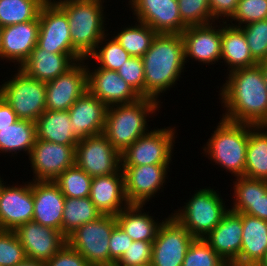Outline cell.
I'll return each instance as SVG.
<instances>
[{
    "mask_svg": "<svg viewBox=\"0 0 267 266\" xmlns=\"http://www.w3.org/2000/svg\"><path fill=\"white\" fill-rule=\"evenodd\" d=\"M220 89L222 108H226L222 118L236 123L267 126V86L263 63L229 72Z\"/></svg>",
    "mask_w": 267,
    "mask_h": 266,
    "instance_id": "6da1fadb",
    "label": "cell"
},
{
    "mask_svg": "<svg viewBox=\"0 0 267 266\" xmlns=\"http://www.w3.org/2000/svg\"><path fill=\"white\" fill-rule=\"evenodd\" d=\"M145 97L157 100L176 84L185 67L184 40L181 34H156L142 56ZM164 91V92H163Z\"/></svg>",
    "mask_w": 267,
    "mask_h": 266,
    "instance_id": "7a4b0ae2",
    "label": "cell"
},
{
    "mask_svg": "<svg viewBox=\"0 0 267 266\" xmlns=\"http://www.w3.org/2000/svg\"><path fill=\"white\" fill-rule=\"evenodd\" d=\"M159 108L160 100L148 97H141L128 104L109 106L103 134L121 154L138 138L148 133L147 117L154 115Z\"/></svg>",
    "mask_w": 267,
    "mask_h": 266,
    "instance_id": "3957f363",
    "label": "cell"
},
{
    "mask_svg": "<svg viewBox=\"0 0 267 266\" xmlns=\"http://www.w3.org/2000/svg\"><path fill=\"white\" fill-rule=\"evenodd\" d=\"M66 13L73 48L84 58L95 50L105 33L104 0H54Z\"/></svg>",
    "mask_w": 267,
    "mask_h": 266,
    "instance_id": "277c9868",
    "label": "cell"
},
{
    "mask_svg": "<svg viewBox=\"0 0 267 266\" xmlns=\"http://www.w3.org/2000/svg\"><path fill=\"white\" fill-rule=\"evenodd\" d=\"M206 143L203 150L204 154L208 155V159L226 169V172H231L236 178L244 176L248 124L221 118L217 128Z\"/></svg>",
    "mask_w": 267,
    "mask_h": 266,
    "instance_id": "5b68a950",
    "label": "cell"
},
{
    "mask_svg": "<svg viewBox=\"0 0 267 266\" xmlns=\"http://www.w3.org/2000/svg\"><path fill=\"white\" fill-rule=\"evenodd\" d=\"M182 209L171 215L194 237L204 239L229 211L221 195L210 187L199 189Z\"/></svg>",
    "mask_w": 267,
    "mask_h": 266,
    "instance_id": "8992f818",
    "label": "cell"
},
{
    "mask_svg": "<svg viewBox=\"0 0 267 266\" xmlns=\"http://www.w3.org/2000/svg\"><path fill=\"white\" fill-rule=\"evenodd\" d=\"M13 77L0 85V96L18 119L36 122L46 110V83L29 77L20 68Z\"/></svg>",
    "mask_w": 267,
    "mask_h": 266,
    "instance_id": "52a82bcc",
    "label": "cell"
},
{
    "mask_svg": "<svg viewBox=\"0 0 267 266\" xmlns=\"http://www.w3.org/2000/svg\"><path fill=\"white\" fill-rule=\"evenodd\" d=\"M116 225L114 215L102 214L71 233L66 238L67 244L91 266H109V239Z\"/></svg>",
    "mask_w": 267,
    "mask_h": 266,
    "instance_id": "ba28073f",
    "label": "cell"
},
{
    "mask_svg": "<svg viewBox=\"0 0 267 266\" xmlns=\"http://www.w3.org/2000/svg\"><path fill=\"white\" fill-rule=\"evenodd\" d=\"M37 45L55 54H68L75 62L84 59L73 48L67 15L54 0H47L40 9Z\"/></svg>",
    "mask_w": 267,
    "mask_h": 266,
    "instance_id": "9c48e42d",
    "label": "cell"
},
{
    "mask_svg": "<svg viewBox=\"0 0 267 266\" xmlns=\"http://www.w3.org/2000/svg\"><path fill=\"white\" fill-rule=\"evenodd\" d=\"M167 128V129H166ZM148 131L121 153V166L169 165L173 156L175 129Z\"/></svg>",
    "mask_w": 267,
    "mask_h": 266,
    "instance_id": "30bf717a",
    "label": "cell"
},
{
    "mask_svg": "<svg viewBox=\"0 0 267 266\" xmlns=\"http://www.w3.org/2000/svg\"><path fill=\"white\" fill-rule=\"evenodd\" d=\"M75 164L91 177L106 176L121 168V154L102 133L77 143Z\"/></svg>",
    "mask_w": 267,
    "mask_h": 266,
    "instance_id": "8fae6325",
    "label": "cell"
},
{
    "mask_svg": "<svg viewBox=\"0 0 267 266\" xmlns=\"http://www.w3.org/2000/svg\"><path fill=\"white\" fill-rule=\"evenodd\" d=\"M194 237L172 215L162 220L152 243V266H182Z\"/></svg>",
    "mask_w": 267,
    "mask_h": 266,
    "instance_id": "7c38bea8",
    "label": "cell"
},
{
    "mask_svg": "<svg viewBox=\"0 0 267 266\" xmlns=\"http://www.w3.org/2000/svg\"><path fill=\"white\" fill-rule=\"evenodd\" d=\"M75 147L36 139L29 154L32 181H54L75 164Z\"/></svg>",
    "mask_w": 267,
    "mask_h": 266,
    "instance_id": "4fadbf2b",
    "label": "cell"
},
{
    "mask_svg": "<svg viewBox=\"0 0 267 266\" xmlns=\"http://www.w3.org/2000/svg\"><path fill=\"white\" fill-rule=\"evenodd\" d=\"M84 59L65 73L46 82V110L67 111L87 90V69Z\"/></svg>",
    "mask_w": 267,
    "mask_h": 266,
    "instance_id": "5bb4252c",
    "label": "cell"
},
{
    "mask_svg": "<svg viewBox=\"0 0 267 266\" xmlns=\"http://www.w3.org/2000/svg\"><path fill=\"white\" fill-rule=\"evenodd\" d=\"M136 21L149 25L157 34H181L182 23L177 0H129Z\"/></svg>",
    "mask_w": 267,
    "mask_h": 266,
    "instance_id": "9a60e30c",
    "label": "cell"
},
{
    "mask_svg": "<svg viewBox=\"0 0 267 266\" xmlns=\"http://www.w3.org/2000/svg\"><path fill=\"white\" fill-rule=\"evenodd\" d=\"M170 165L121 166L125 194L130 204L145 205L165 183Z\"/></svg>",
    "mask_w": 267,
    "mask_h": 266,
    "instance_id": "2e32d148",
    "label": "cell"
},
{
    "mask_svg": "<svg viewBox=\"0 0 267 266\" xmlns=\"http://www.w3.org/2000/svg\"><path fill=\"white\" fill-rule=\"evenodd\" d=\"M23 246L26 258L46 263L65 244L62 232L34 221L26 222L14 230Z\"/></svg>",
    "mask_w": 267,
    "mask_h": 266,
    "instance_id": "e0dca14e",
    "label": "cell"
},
{
    "mask_svg": "<svg viewBox=\"0 0 267 266\" xmlns=\"http://www.w3.org/2000/svg\"><path fill=\"white\" fill-rule=\"evenodd\" d=\"M27 183V184H26ZM4 185L0 192V230L14 231L33 219L34 200L31 182Z\"/></svg>",
    "mask_w": 267,
    "mask_h": 266,
    "instance_id": "ac0fdd59",
    "label": "cell"
},
{
    "mask_svg": "<svg viewBox=\"0 0 267 266\" xmlns=\"http://www.w3.org/2000/svg\"><path fill=\"white\" fill-rule=\"evenodd\" d=\"M87 69L88 91L107 107L128 104L141 98L117 71L104 68ZM92 71V72H91Z\"/></svg>",
    "mask_w": 267,
    "mask_h": 266,
    "instance_id": "d6986e66",
    "label": "cell"
},
{
    "mask_svg": "<svg viewBox=\"0 0 267 266\" xmlns=\"http://www.w3.org/2000/svg\"><path fill=\"white\" fill-rule=\"evenodd\" d=\"M107 106L88 90L69 108L70 125L81 140L102 134L105 128Z\"/></svg>",
    "mask_w": 267,
    "mask_h": 266,
    "instance_id": "ffe728a7",
    "label": "cell"
},
{
    "mask_svg": "<svg viewBox=\"0 0 267 266\" xmlns=\"http://www.w3.org/2000/svg\"><path fill=\"white\" fill-rule=\"evenodd\" d=\"M34 213L32 221L62 232L65 196L54 181H31Z\"/></svg>",
    "mask_w": 267,
    "mask_h": 266,
    "instance_id": "44dd1931",
    "label": "cell"
},
{
    "mask_svg": "<svg viewBox=\"0 0 267 266\" xmlns=\"http://www.w3.org/2000/svg\"><path fill=\"white\" fill-rule=\"evenodd\" d=\"M39 16L32 21L2 27L0 58L16 62L19 68L38 42Z\"/></svg>",
    "mask_w": 267,
    "mask_h": 266,
    "instance_id": "7402d4cb",
    "label": "cell"
},
{
    "mask_svg": "<svg viewBox=\"0 0 267 266\" xmlns=\"http://www.w3.org/2000/svg\"><path fill=\"white\" fill-rule=\"evenodd\" d=\"M213 23L187 27L182 33L185 63L187 58L203 64H216L221 60V23L218 29ZM214 62V63H213Z\"/></svg>",
    "mask_w": 267,
    "mask_h": 266,
    "instance_id": "603a6c76",
    "label": "cell"
},
{
    "mask_svg": "<svg viewBox=\"0 0 267 266\" xmlns=\"http://www.w3.org/2000/svg\"><path fill=\"white\" fill-rule=\"evenodd\" d=\"M89 198L101 214L116 216L128 207L122 169L110 175L92 177Z\"/></svg>",
    "mask_w": 267,
    "mask_h": 266,
    "instance_id": "cb8c5ba5",
    "label": "cell"
},
{
    "mask_svg": "<svg viewBox=\"0 0 267 266\" xmlns=\"http://www.w3.org/2000/svg\"><path fill=\"white\" fill-rule=\"evenodd\" d=\"M233 183L234 203L229 210L267 221V180L241 176Z\"/></svg>",
    "mask_w": 267,
    "mask_h": 266,
    "instance_id": "d4e9b609",
    "label": "cell"
},
{
    "mask_svg": "<svg viewBox=\"0 0 267 266\" xmlns=\"http://www.w3.org/2000/svg\"><path fill=\"white\" fill-rule=\"evenodd\" d=\"M242 234L241 216L229 210L204 239L224 261H235L240 255Z\"/></svg>",
    "mask_w": 267,
    "mask_h": 266,
    "instance_id": "484cf974",
    "label": "cell"
},
{
    "mask_svg": "<svg viewBox=\"0 0 267 266\" xmlns=\"http://www.w3.org/2000/svg\"><path fill=\"white\" fill-rule=\"evenodd\" d=\"M242 218V244L239 257L235 260L243 266H257L267 249V221L245 213Z\"/></svg>",
    "mask_w": 267,
    "mask_h": 266,
    "instance_id": "4316f807",
    "label": "cell"
},
{
    "mask_svg": "<svg viewBox=\"0 0 267 266\" xmlns=\"http://www.w3.org/2000/svg\"><path fill=\"white\" fill-rule=\"evenodd\" d=\"M75 63L68 54H55L36 45L20 69L29 77L46 83L65 73Z\"/></svg>",
    "mask_w": 267,
    "mask_h": 266,
    "instance_id": "83f0119b",
    "label": "cell"
},
{
    "mask_svg": "<svg viewBox=\"0 0 267 266\" xmlns=\"http://www.w3.org/2000/svg\"><path fill=\"white\" fill-rule=\"evenodd\" d=\"M220 22L224 24L221 27V60L228 64V71L258 64L251 55L243 30L222 20Z\"/></svg>",
    "mask_w": 267,
    "mask_h": 266,
    "instance_id": "f1b7e54d",
    "label": "cell"
},
{
    "mask_svg": "<svg viewBox=\"0 0 267 266\" xmlns=\"http://www.w3.org/2000/svg\"><path fill=\"white\" fill-rule=\"evenodd\" d=\"M143 206L145 205L130 204L115 217L119 227L133 241L153 242L162 222H156L154 216L142 212Z\"/></svg>",
    "mask_w": 267,
    "mask_h": 266,
    "instance_id": "f546056e",
    "label": "cell"
},
{
    "mask_svg": "<svg viewBox=\"0 0 267 266\" xmlns=\"http://www.w3.org/2000/svg\"><path fill=\"white\" fill-rule=\"evenodd\" d=\"M69 112L45 110L35 122L36 139L76 146L80 141L70 125Z\"/></svg>",
    "mask_w": 267,
    "mask_h": 266,
    "instance_id": "4dcf8cb0",
    "label": "cell"
},
{
    "mask_svg": "<svg viewBox=\"0 0 267 266\" xmlns=\"http://www.w3.org/2000/svg\"><path fill=\"white\" fill-rule=\"evenodd\" d=\"M265 130V131H264ZM267 126L248 124V144L244 176L267 180Z\"/></svg>",
    "mask_w": 267,
    "mask_h": 266,
    "instance_id": "1f68e13d",
    "label": "cell"
},
{
    "mask_svg": "<svg viewBox=\"0 0 267 266\" xmlns=\"http://www.w3.org/2000/svg\"><path fill=\"white\" fill-rule=\"evenodd\" d=\"M35 140V122L18 119L14 124L0 129V153L8 152V154L12 153L13 155L25 151L29 155Z\"/></svg>",
    "mask_w": 267,
    "mask_h": 266,
    "instance_id": "d6a6232c",
    "label": "cell"
},
{
    "mask_svg": "<svg viewBox=\"0 0 267 266\" xmlns=\"http://www.w3.org/2000/svg\"><path fill=\"white\" fill-rule=\"evenodd\" d=\"M101 215V212L96 208L89 197L65 198L62 217V234L67 238L78 227L92 222Z\"/></svg>",
    "mask_w": 267,
    "mask_h": 266,
    "instance_id": "836d02e7",
    "label": "cell"
},
{
    "mask_svg": "<svg viewBox=\"0 0 267 266\" xmlns=\"http://www.w3.org/2000/svg\"><path fill=\"white\" fill-rule=\"evenodd\" d=\"M47 0H0V26L35 20Z\"/></svg>",
    "mask_w": 267,
    "mask_h": 266,
    "instance_id": "e575fe53",
    "label": "cell"
},
{
    "mask_svg": "<svg viewBox=\"0 0 267 266\" xmlns=\"http://www.w3.org/2000/svg\"><path fill=\"white\" fill-rule=\"evenodd\" d=\"M137 22L124 27L114 38L131 56L142 57L157 33L149 25Z\"/></svg>",
    "mask_w": 267,
    "mask_h": 266,
    "instance_id": "d590c367",
    "label": "cell"
},
{
    "mask_svg": "<svg viewBox=\"0 0 267 266\" xmlns=\"http://www.w3.org/2000/svg\"><path fill=\"white\" fill-rule=\"evenodd\" d=\"M54 182L66 198L89 197L92 177L76 164L67 168Z\"/></svg>",
    "mask_w": 267,
    "mask_h": 266,
    "instance_id": "8d00e7d4",
    "label": "cell"
},
{
    "mask_svg": "<svg viewBox=\"0 0 267 266\" xmlns=\"http://www.w3.org/2000/svg\"><path fill=\"white\" fill-rule=\"evenodd\" d=\"M107 35L109 34L102 37L95 50L88 57L98 61L97 63L100 65L98 68L117 71L131 55L117 42L114 36L110 40L106 39ZM103 41L106 45H103ZM105 41L109 42L105 43Z\"/></svg>",
    "mask_w": 267,
    "mask_h": 266,
    "instance_id": "74e56055",
    "label": "cell"
},
{
    "mask_svg": "<svg viewBox=\"0 0 267 266\" xmlns=\"http://www.w3.org/2000/svg\"><path fill=\"white\" fill-rule=\"evenodd\" d=\"M182 23L186 27L215 23L208 0H177Z\"/></svg>",
    "mask_w": 267,
    "mask_h": 266,
    "instance_id": "f35d334b",
    "label": "cell"
},
{
    "mask_svg": "<svg viewBox=\"0 0 267 266\" xmlns=\"http://www.w3.org/2000/svg\"><path fill=\"white\" fill-rule=\"evenodd\" d=\"M248 43L252 57L258 63L267 61V19L240 27Z\"/></svg>",
    "mask_w": 267,
    "mask_h": 266,
    "instance_id": "ab89813d",
    "label": "cell"
},
{
    "mask_svg": "<svg viewBox=\"0 0 267 266\" xmlns=\"http://www.w3.org/2000/svg\"><path fill=\"white\" fill-rule=\"evenodd\" d=\"M224 260L202 238H194L182 266H221Z\"/></svg>",
    "mask_w": 267,
    "mask_h": 266,
    "instance_id": "60d3db41",
    "label": "cell"
},
{
    "mask_svg": "<svg viewBox=\"0 0 267 266\" xmlns=\"http://www.w3.org/2000/svg\"><path fill=\"white\" fill-rule=\"evenodd\" d=\"M231 19V24L236 27H241L244 26V24L247 25L260 20H266L267 0H239ZM235 20L239 22L238 25L232 23V21Z\"/></svg>",
    "mask_w": 267,
    "mask_h": 266,
    "instance_id": "b9f144b4",
    "label": "cell"
},
{
    "mask_svg": "<svg viewBox=\"0 0 267 266\" xmlns=\"http://www.w3.org/2000/svg\"><path fill=\"white\" fill-rule=\"evenodd\" d=\"M26 258L14 231L0 230V266H15Z\"/></svg>",
    "mask_w": 267,
    "mask_h": 266,
    "instance_id": "7bdbcfd3",
    "label": "cell"
},
{
    "mask_svg": "<svg viewBox=\"0 0 267 266\" xmlns=\"http://www.w3.org/2000/svg\"><path fill=\"white\" fill-rule=\"evenodd\" d=\"M117 72L140 97H145L144 67L142 57L131 56L124 62Z\"/></svg>",
    "mask_w": 267,
    "mask_h": 266,
    "instance_id": "ee69618b",
    "label": "cell"
},
{
    "mask_svg": "<svg viewBox=\"0 0 267 266\" xmlns=\"http://www.w3.org/2000/svg\"><path fill=\"white\" fill-rule=\"evenodd\" d=\"M152 243L145 241H133L114 266H145L152 261Z\"/></svg>",
    "mask_w": 267,
    "mask_h": 266,
    "instance_id": "f6af8a7d",
    "label": "cell"
},
{
    "mask_svg": "<svg viewBox=\"0 0 267 266\" xmlns=\"http://www.w3.org/2000/svg\"><path fill=\"white\" fill-rule=\"evenodd\" d=\"M109 241V266H114L121 256L128 251L133 240L117 224L112 230Z\"/></svg>",
    "mask_w": 267,
    "mask_h": 266,
    "instance_id": "bcb514c9",
    "label": "cell"
},
{
    "mask_svg": "<svg viewBox=\"0 0 267 266\" xmlns=\"http://www.w3.org/2000/svg\"><path fill=\"white\" fill-rule=\"evenodd\" d=\"M45 264L46 266H91L78 251L68 244H65Z\"/></svg>",
    "mask_w": 267,
    "mask_h": 266,
    "instance_id": "7dc6e473",
    "label": "cell"
},
{
    "mask_svg": "<svg viewBox=\"0 0 267 266\" xmlns=\"http://www.w3.org/2000/svg\"><path fill=\"white\" fill-rule=\"evenodd\" d=\"M209 1V6H210V11L211 15L214 20H218L219 17L223 22H228L229 18L232 17L234 14L236 8H237V3L239 0H208ZM227 18L225 20L224 18Z\"/></svg>",
    "mask_w": 267,
    "mask_h": 266,
    "instance_id": "c3c4849f",
    "label": "cell"
},
{
    "mask_svg": "<svg viewBox=\"0 0 267 266\" xmlns=\"http://www.w3.org/2000/svg\"><path fill=\"white\" fill-rule=\"evenodd\" d=\"M18 117L9 104L0 96V129L14 124Z\"/></svg>",
    "mask_w": 267,
    "mask_h": 266,
    "instance_id": "681fc988",
    "label": "cell"
},
{
    "mask_svg": "<svg viewBox=\"0 0 267 266\" xmlns=\"http://www.w3.org/2000/svg\"><path fill=\"white\" fill-rule=\"evenodd\" d=\"M15 266H46L44 262L35 261L29 258H25L23 261H21L19 264Z\"/></svg>",
    "mask_w": 267,
    "mask_h": 266,
    "instance_id": "f907efd6",
    "label": "cell"
},
{
    "mask_svg": "<svg viewBox=\"0 0 267 266\" xmlns=\"http://www.w3.org/2000/svg\"><path fill=\"white\" fill-rule=\"evenodd\" d=\"M221 266H243L236 261H224Z\"/></svg>",
    "mask_w": 267,
    "mask_h": 266,
    "instance_id": "816d5d0a",
    "label": "cell"
},
{
    "mask_svg": "<svg viewBox=\"0 0 267 266\" xmlns=\"http://www.w3.org/2000/svg\"><path fill=\"white\" fill-rule=\"evenodd\" d=\"M257 266H267V249L265 251L264 257L262 258L261 262Z\"/></svg>",
    "mask_w": 267,
    "mask_h": 266,
    "instance_id": "f5cc1de1",
    "label": "cell"
},
{
    "mask_svg": "<svg viewBox=\"0 0 267 266\" xmlns=\"http://www.w3.org/2000/svg\"><path fill=\"white\" fill-rule=\"evenodd\" d=\"M263 75H264L265 85L267 86V64L266 63H263Z\"/></svg>",
    "mask_w": 267,
    "mask_h": 266,
    "instance_id": "db71d44e",
    "label": "cell"
},
{
    "mask_svg": "<svg viewBox=\"0 0 267 266\" xmlns=\"http://www.w3.org/2000/svg\"><path fill=\"white\" fill-rule=\"evenodd\" d=\"M1 179L2 178L0 177V192H1V189L3 188L4 184H6V183L3 182V179L2 180Z\"/></svg>",
    "mask_w": 267,
    "mask_h": 266,
    "instance_id": "11a10c76",
    "label": "cell"
},
{
    "mask_svg": "<svg viewBox=\"0 0 267 266\" xmlns=\"http://www.w3.org/2000/svg\"><path fill=\"white\" fill-rule=\"evenodd\" d=\"M1 31H2V27L0 26V47H1Z\"/></svg>",
    "mask_w": 267,
    "mask_h": 266,
    "instance_id": "9f6ffc18",
    "label": "cell"
}]
</instances>
